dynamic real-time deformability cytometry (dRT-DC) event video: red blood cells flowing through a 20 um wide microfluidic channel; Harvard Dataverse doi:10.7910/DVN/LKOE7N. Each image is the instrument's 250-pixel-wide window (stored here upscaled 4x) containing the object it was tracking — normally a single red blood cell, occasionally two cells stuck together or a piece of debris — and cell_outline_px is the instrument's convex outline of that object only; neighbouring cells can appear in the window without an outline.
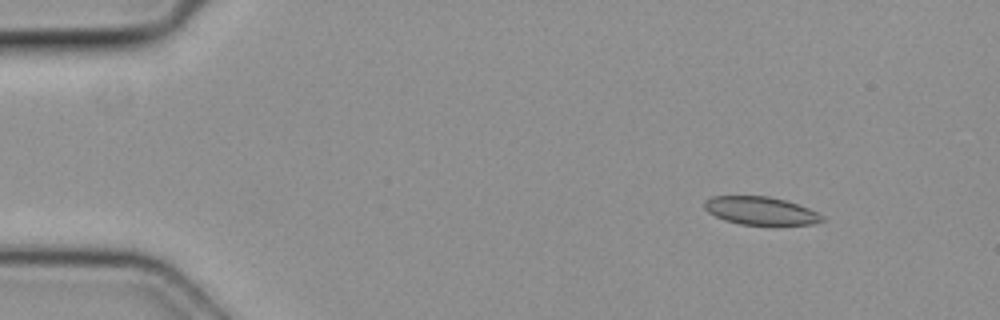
{"species": "common noctule bat (a hibernating species)", "species_latin": "Nyctalus noctula", "temperature_condition": "cold", "stored_images_in_passage": 13, "camera_frame_rate_fps": 3000, "um_per_image_px": 0.085, "animal": {"sex": "female", "body_mass_g": 19.3, "forearm_length_mm": 54.1}, "frame": {"image": 1, "passage_image": 5, "time_ms": 1.333, "image_size_px": [1000, 320], "cell_outline_px": [[824, 220], [812, 224], [740, 224], [724, 220], [708, 212], [704, 208], [704, 200], [712, 196], [768, 196], [784, 200], [808, 208], [824, 216]], "centroid_in_image_um": [64.61, 17.9], "position_along_channel_um": 20.4, "area_um2": 18.96}}